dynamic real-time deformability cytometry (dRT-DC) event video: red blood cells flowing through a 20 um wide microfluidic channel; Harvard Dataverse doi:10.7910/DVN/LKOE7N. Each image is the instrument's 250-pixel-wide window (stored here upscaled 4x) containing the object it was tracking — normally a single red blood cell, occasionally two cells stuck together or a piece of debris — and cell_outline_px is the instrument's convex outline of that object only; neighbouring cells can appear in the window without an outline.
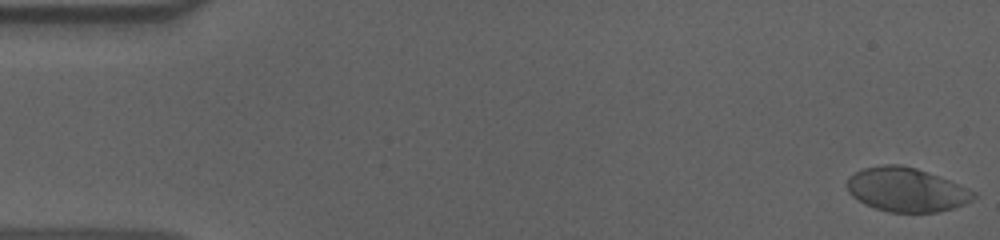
{"species": "human", "species_latin": "Homo sapiens", "temperature_condition": "cold", "stored_images_in_passage": 56, "camera_frame_rate_fps": 3000, "um_per_image_px": 0.085, "donor": {"sex": "male"}, "frame": {"image": 1, "passage_image": 1, "time_ms": 0.0, "image_size_px": [1000, 240], "cell_outline_px": [[976, 196], [972, 200], [964, 204], [952, 208], [936, 212], [888, 212], [864, 204], [852, 196], [848, 192], [848, 176], [864, 168], [884, 164], [900, 164], [916, 168], [928, 172], [968, 188], [976, 192]], "centroid_in_image_um": [77.03, 16.12], "position_along_channel_um": 8.0, "area_um2": 32.31}}
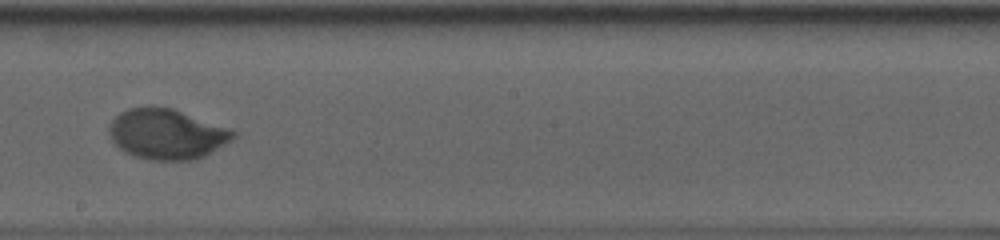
{"frame": {"image": 2, "passage_image": 32, "time_ms": 10.333, "image_size_px": [1000, 240], "cell_outline_px": [[236, 136], [232, 140], [204, 156], [196, 160], [148, 160], [136, 156], [120, 148], [112, 140], [108, 132], [108, 124], [120, 112], [128, 108], [148, 104], [152, 104], [172, 108], [228, 128], [236, 132]], "centroid_in_image_um": [14.14, 11.37], "position_along_channel_um": 234.1, "area_um2": 36.59}}
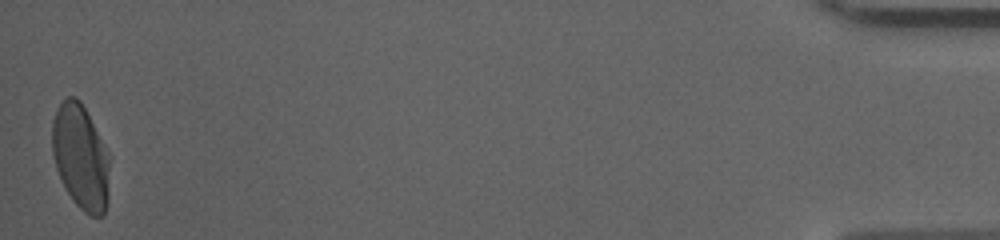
{"frame": {"image": 3, "passage_image": 56, "time_ms": 18.333, "image_size_px": [1000, 240], "cell_outline_px": [[108, 200], [104, 216], [92, 216], [84, 212], [72, 200], [56, 168], [52, 152], [52, 120], [56, 108], [64, 96], [76, 96], [80, 100], [108, 152]], "centroid_in_image_um": [6.83, 13.32], "position_along_channel_um": 428.4, "area_um2": 35.03}, "authors_computed_cell_mechanics": {"area_um2": 35.1713, "velocity_mm_per_s": 3.6125, "shape_relaxation_time_tau1_ms": 3.9934, "shape_relaxation_time_tau2_ms": null, "deformation_change_tau1": 0.1691, "deformation_change_tau2": null}}